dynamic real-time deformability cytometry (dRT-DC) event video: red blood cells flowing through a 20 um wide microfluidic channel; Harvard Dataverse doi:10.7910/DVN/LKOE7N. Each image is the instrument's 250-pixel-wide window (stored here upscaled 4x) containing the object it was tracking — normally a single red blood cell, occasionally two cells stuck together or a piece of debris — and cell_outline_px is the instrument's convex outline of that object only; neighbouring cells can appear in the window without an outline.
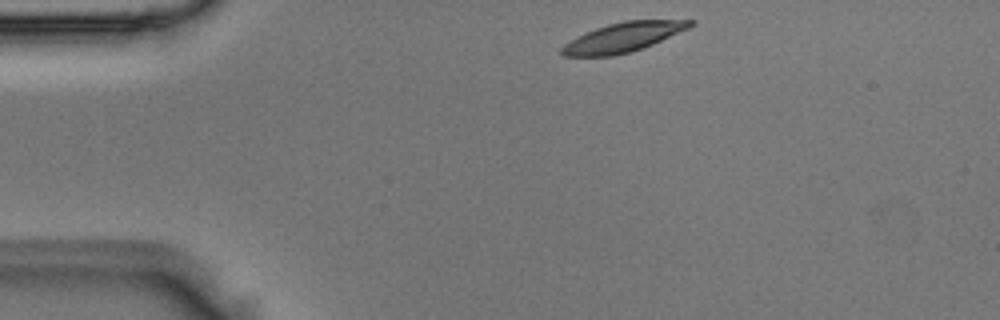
{"species": "Egyptian fruit bat (a non-hibernating species)", "species_latin": "Rousettus aegyptiacus", "temperature_condition": "room temperature", "stored_images_in_passage": 3, "camera_frame_rate_fps": 3000, "um_per_image_px": 0.085, "animal": {"sex": "male"}, "frame": {"image": 1, "passage_image": 1, "time_ms": 0.0, "image_size_px": [1000, 320], "cell_outline_px": [[696, 24], [688, 28], [652, 44], [628, 52], [612, 56], [564, 56], [560, 52], [560, 48], [564, 44], [576, 36], [596, 28], [608, 24], [624, 20], [696, 20]], "centroid_in_image_um": [52.94, 3.16], "position_along_channel_um": 32.1, "area_um2": 21.79}}
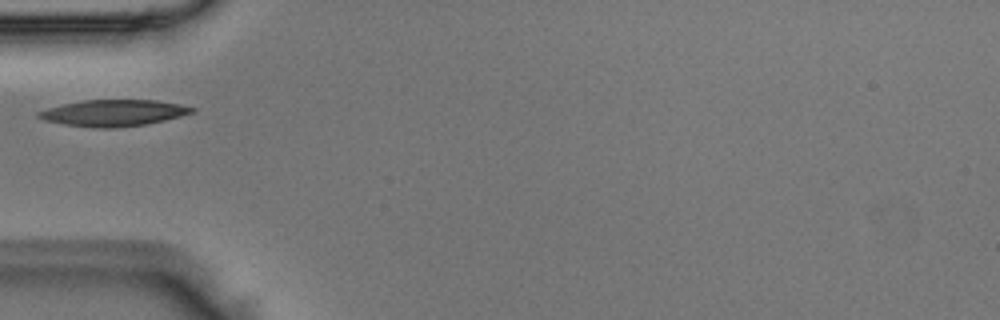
{"frame": {"image": 2, "passage_image": 3, "time_ms": 0.667, "image_size_px": [1000, 320], "cell_outline_px": [[196, 112], [164, 120], [144, 124], [112, 128], [92, 128], [64, 124], [44, 120], [36, 116], [36, 112], [48, 108], [64, 104], [84, 100], [156, 100], [180, 104], [196, 108]], "centroid_in_image_um": [9.65, 9.6], "position_along_channel_um": 75.4, "area_um2": 23.52}}